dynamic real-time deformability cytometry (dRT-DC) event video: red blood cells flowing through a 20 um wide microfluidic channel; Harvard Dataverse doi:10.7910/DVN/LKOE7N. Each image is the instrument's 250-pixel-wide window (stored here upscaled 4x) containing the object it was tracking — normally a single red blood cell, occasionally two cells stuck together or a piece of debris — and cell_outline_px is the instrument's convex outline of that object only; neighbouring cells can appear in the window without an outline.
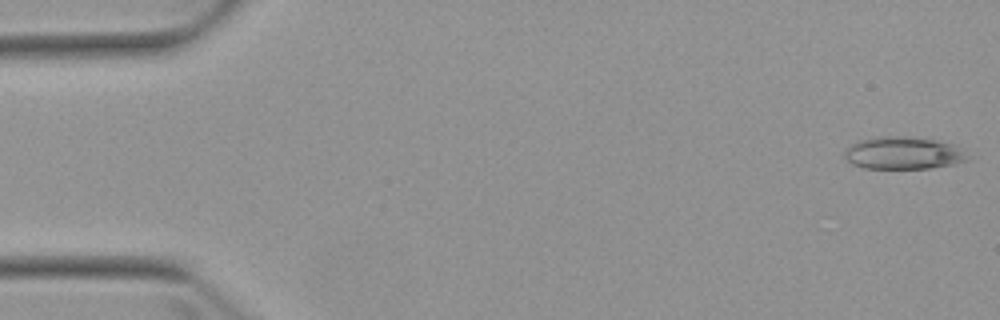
{"species": "Egyptian fruit bat (a non-hibernating species)", "species_latin": "Rousettus aegyptiacus", "temperature_condition": "warm", "stored_images_in_passage": 4, "camera_frame_rate_fps": 3000, "um_per_image_px": 0.085, "animal": {"sex": "female"}, "frame": {"image": 1, "passage_image": 1, "time_ms": 0.0, "image_size_px": [1000, 320], "cell_outline_px": [[968, 160], [956, 164], [928, 168], [864, 168], [852, 164], [844, 156], [844, 152], [852, 144], [860, 140], [876, 136], [908, 136], [936, 140], [952, 144]], "centroid_in_image_um": [76.71, 13.0], "position_along_channel_um": 8.3, "area_um2": 22.89}}
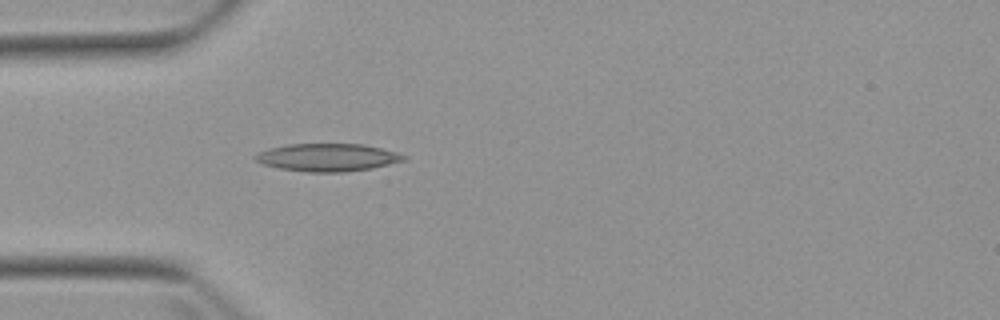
{"frame": {"image": 2, "passage_image": 4, "time_ms": 4.667, "image_size_px": [1000, 320], "cell_outline_px": [[408, 160], [372, 168], [344, 172], [308, 172], [280, 168], [264, 164], [256, 160], [252, 156], [268, 148], [288, 144], [364, 144], [396, 152], [408, 156]], "centroid_in_image_um": [27.88, 13.38], "position_along_channel_um": 57.1, "area_um2": 23.99}}